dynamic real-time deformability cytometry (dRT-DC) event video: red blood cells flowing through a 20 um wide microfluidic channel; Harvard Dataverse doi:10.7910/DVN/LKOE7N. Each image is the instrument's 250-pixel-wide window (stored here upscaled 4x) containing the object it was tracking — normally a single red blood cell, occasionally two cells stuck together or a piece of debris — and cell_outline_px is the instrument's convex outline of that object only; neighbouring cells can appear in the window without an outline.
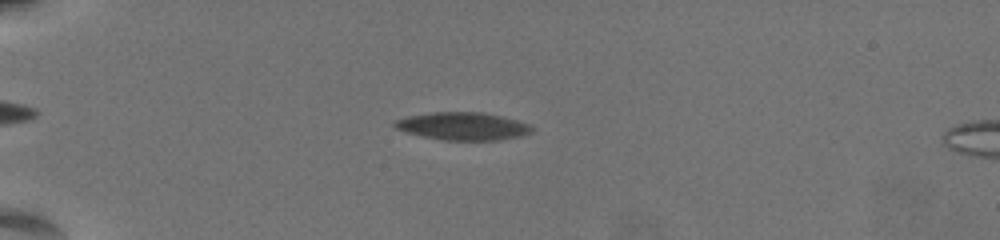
{"species": "common noctule bat (a hibernating species)", "species_latin": "Nyctalus noctula", "temperature_condition": "warm", "stored_images_in_passage": 46, "camera_frame_rate_fps": 3000, "um_per_image_px": 0.085, "animal": {"sex": "female", "body_mass_g": 19.5, "forearm_length_mm": 54.1}, "frame": {"image": 1, "passage_image": 1, "time_ms": 0.0, "image_size_px": [1000, 240], "cell_outline_px": [[532, 128], [528, 132], [520, 136], [496, 140], [444, 140], [424, 136], [408, 132], [396, 128], [392, 124], [396, 120], [408, 116], [436, 112], [480, 112], [516, 120], [528, 124]], "centroid_in_image_um": [39.3, 10.72], "position_along_channel_um": 45.7, "area_um2": 21.56}}
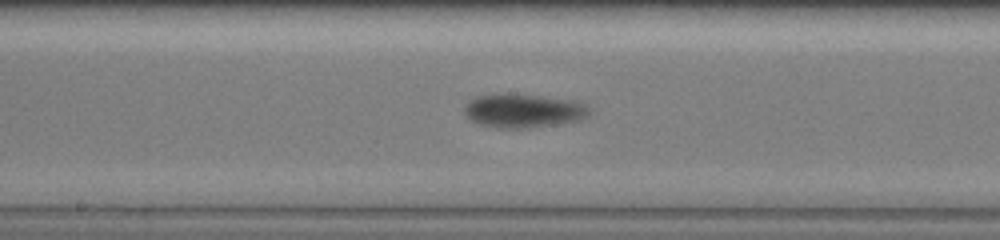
{"frame": {"image": 2, "passage_image": 19, "time_ms": 6.0, "image_size_px": [1000, 240], "cell_outline_px": [[588, 116], [576, 120], [528, 128], [496, 128], [480, 124], [472, 120], [468, 116], [464, 108], [476, 96], [504, 92], [540, 96], [572, 100], [584, 104], [588, 108]], "centroid_in_image_um": [44.45, 9.39], "position_along_channel_um": 203.7, "area_um2": 24.22}}
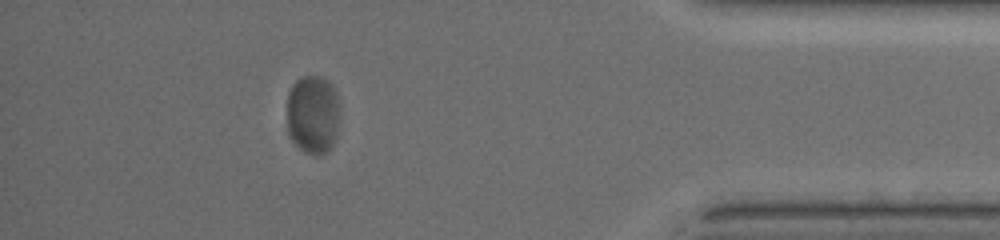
{"frame": {"image": 3, "passage_image": 40, "time_ms": 13.0, "image_size_px": [1000, 240], "cell_outline_px": [[336, 140], [332, 148], [324, 152], [308, 152], [296, 144], [292, 136], [288, 124], [288, 92], [292, 84], [296, 80], [304, 76], [320, 76], [328, 80], [332, 84], [336, 92]], "centroid_in_image_um": [26.58, 9.65], "position_along_channel_um": 408.6, "area_um2": 23.41}, "authors_computed_cell_mechanics": {"area_um2": 23.3223, "velocity_mm_per_s": 3.4085, "shape_relaxation_time_tau1_ms": 5.375, "shape_relaxation_time_tau2_ms": null, "deformation_change_tau1": 0.167, "deformation_change_tau2": null}}